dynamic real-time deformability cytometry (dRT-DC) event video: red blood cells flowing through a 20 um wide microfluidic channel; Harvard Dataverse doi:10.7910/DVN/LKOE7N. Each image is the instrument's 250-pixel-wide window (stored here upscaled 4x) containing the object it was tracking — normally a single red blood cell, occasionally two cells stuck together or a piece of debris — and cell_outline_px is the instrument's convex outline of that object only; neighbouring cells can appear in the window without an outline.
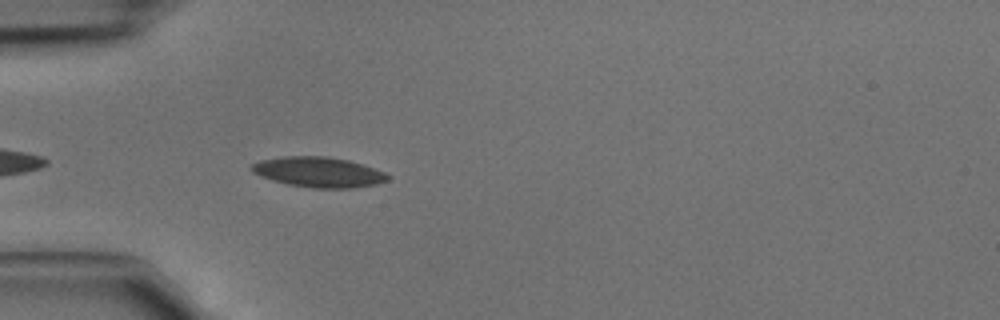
{"species": "common noctule bat (a hibernating species)", "species_latin": "Nyctalus noctula", "temperature_condition": "cold", "stored_images_in_passage": 6, "camera_frame_rate_fps": 3000, "um_per_image_px": 0.085, "animal": {"sex": "male", "body_mass_g": 15.6}, "frame": {"image": 1, "passage_image": 3, "time_ms": 0.667, "image_size_px": [1000, 320], "cell_outline_px": [[392, 176], [388, 180], [376, 184], [356, 188], [312, 188], [288, 184], [272, 180], [260, 176], [252, 172], [248, 168], [252, 164], [260, 160], [284, 156], [328, 156], [348, 160], [384, 172]], "centroid_in_image_um": [27.06, 14.63], "position_along_channel_um": 57.9, "area_um2": 24.04}}